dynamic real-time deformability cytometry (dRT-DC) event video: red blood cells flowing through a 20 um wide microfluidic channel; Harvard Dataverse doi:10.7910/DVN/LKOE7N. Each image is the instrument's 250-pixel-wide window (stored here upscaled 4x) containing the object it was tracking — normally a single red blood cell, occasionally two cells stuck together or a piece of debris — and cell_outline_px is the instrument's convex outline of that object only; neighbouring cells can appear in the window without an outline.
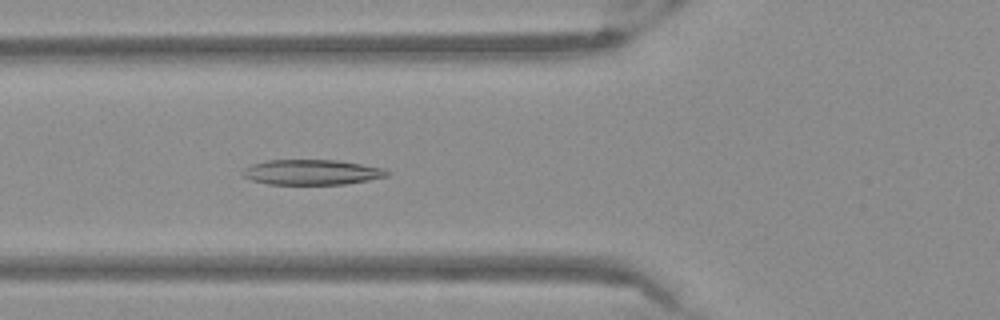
{"species": "Egyptian fruit bat (a non-hibernating species)", "species_latin": "Rousettus aegyptiacus", "temperature_condition": "warm", "stored_images_in_passage": 53, "camera_frame_rate_fps": 3000, "um_per_image_px": 0.085, "frame": {"image": 1, "passage_image": 20, "time_ms": 6.333, "image_size_px": [1000, 320], "cell_outline_px": [[392, 172], [388, 176], [368, 180], [344, 184], [268, 184], [252, 180], [244, 176], [240, 172], [244, 168], [252, 164], [268, 160], [336, 160], [384, 168]], "centroid_in_image_um": [26.51, 14.63], "position_along_channel_um": 99.3, "area_um2": 21.15}}
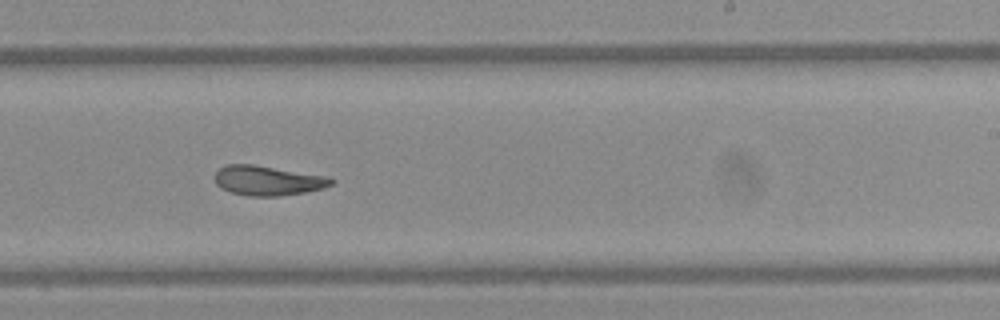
{"frame": {"image": 2, "passage_image": 33, "time_ms": 10.667, "image_size_px": [1000, 320], "cell_outline_px": [[336, 180], [332, 184], [324, 188], [304, 192], [276, 196], [248, 196], [232, 192], [216, 184], [216, 172], [220, 168], [228, 164], [252, 164], [328, 176]], "centroid_in_image_um": [22.8, 15.34], "position_along_channel_um": 266.2, "area_um2": 19.94}}
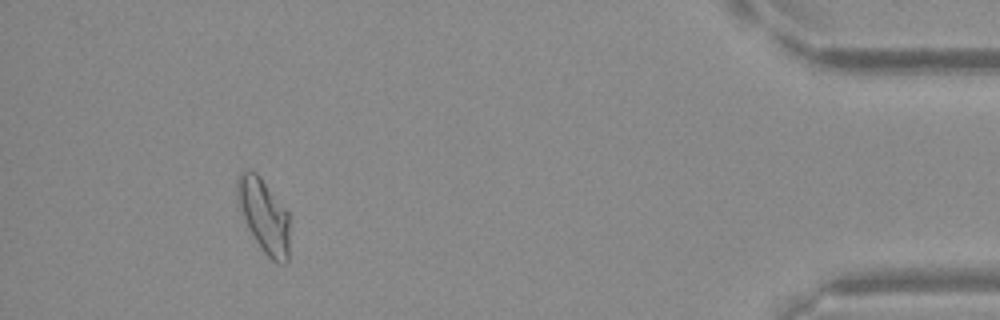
{"frame": {"image": 3, "passage_image": 49, "time_ms": 16.0, "image_size_px": [1000, 320], "cell_outline_px": [[288, 260], [284, 264], [276, 264], [264, 252], [248, 228], [240, 208], [236, 192], [236, 180], [240, 172], [244, 168], [256, 172], [260, 176], [288, 212]], "centroid_in_image_um": [22.42, 18.3], "position_along_channel_um": 412.8, "area_um2": 22.31}}